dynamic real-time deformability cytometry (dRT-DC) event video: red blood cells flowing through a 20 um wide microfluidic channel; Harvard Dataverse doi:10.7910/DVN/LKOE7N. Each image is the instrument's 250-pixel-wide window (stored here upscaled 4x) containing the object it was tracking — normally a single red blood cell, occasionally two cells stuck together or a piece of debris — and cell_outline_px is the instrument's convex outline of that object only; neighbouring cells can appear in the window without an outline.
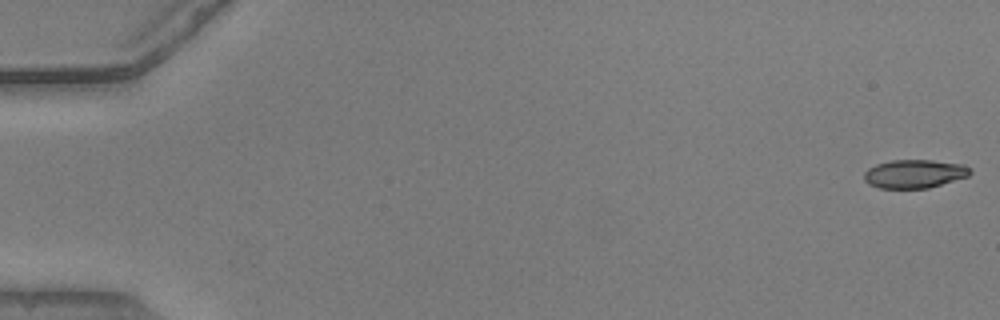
{"species": "common noctule bat (a hibernating species)", "species_latin": "Nyctalus noctula", "temperature_condition": "warm", "stored_images_in_passage": 53, "camera_frame_rate_fps": 3000, "um_per_image_px": 0.085, "animal": {"sex": "male", "body_mass_g": 20.5, "forearm_length_mm": 52.5}, "frame": {"image": 1, "passage_image": 1, "time_ms": 0.0, "image_size_px": [1000, 320], "cell_outline_px": [[972, 172], [968, 176], [928, 188], [880, 188], [868, 184], [864, 180], [864, 172], [868, 168], [876, 164], [892, 160], [932, 160], [964, 164], [972, 168]], "centroid_in_image_um": [77.73, 14.76], "position_along_channel_um": 7.3, "area_um2": 17.69}}
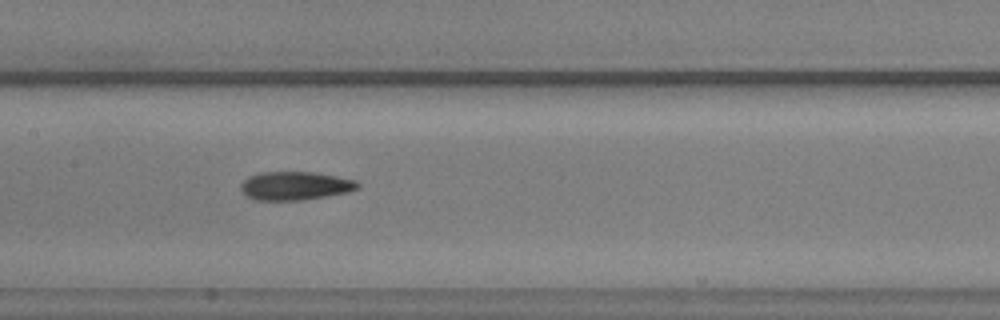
{"frame": {"image": 2, "passage_image": 27, "time_ms": 8.667, "image_size_px": [1000, 320], "cell_outline_px": [[360, 184], [356, 188], [348, 192], [304, 200], [252, 200], [244, 196], [240, 188], [240, 184], [248, 176], [260, 172], [312, 172], [336, 176], [356, 180]], "centroid_in_image_um": [25.02, 15.8], "position_along_channel_um": 182.4, "area_um2": 19.54}}
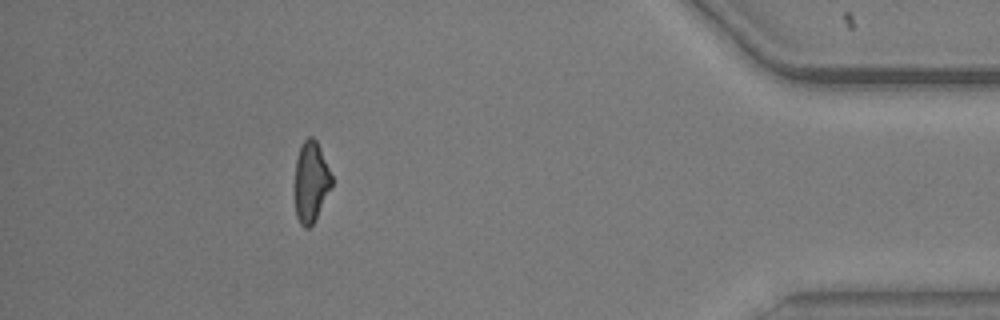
{"frame": {"image": 3, "passage_image": 48, "time_ms": 15.667, "image_size_px": [1000, 320], "cell_outline_px": [[332, 184], [312, 224], [308, 228], [304, 228], [300, 224], [296, 216], [296, 160], [300, 144], [308, 136], [312, 136], [316, 140], [320, 148], [332, 176]], "centroid_in_image_um": [26.42, 15.41], "position_along_channel_um": 408.8, "area_um2": 16.88}, "authors_computed_cell_mechanics": {"area_um2": 18.785, "velocity_mm_per_s": 3.9004, "shape_relaxation_time_tau1_ms": null, "shape_relaxation_time_tau2_ms": 3.3439, "deformation_change_tau1": null, "deformation_change_tau2": 0.112}}